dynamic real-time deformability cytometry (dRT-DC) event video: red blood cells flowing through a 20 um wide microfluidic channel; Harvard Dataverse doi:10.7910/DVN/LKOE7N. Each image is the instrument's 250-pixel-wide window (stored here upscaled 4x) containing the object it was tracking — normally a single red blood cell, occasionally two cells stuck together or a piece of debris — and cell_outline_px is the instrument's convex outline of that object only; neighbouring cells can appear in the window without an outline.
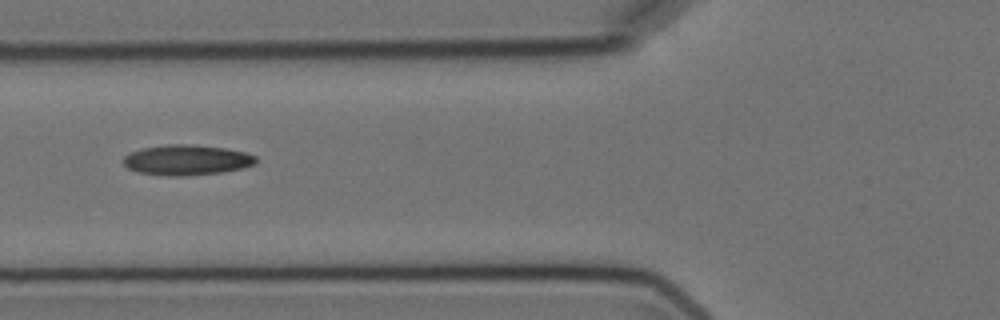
{"species": "Egyptian fruit bat (a non-hibernating species)", "species_latin": "Rousettus aegyptiacus", "temperature_condition": "cold", "stored_images_in_passage": 4, "camera_frame_rate_fps": 3000, "um_per_image_px": 0.085, "animal": {"sex": "female"}, "frame": {"image": 1, "passage_image": 2, "time_ms": 1.333, "image_size_px": [1000, 320], "cell_outline_px": [[256, 164], [244, 168], [220, 172], [184, 176], [168, 176], [136, 172], [128, 168], [124, 164], [124, 156], [128, 152], [144, 148], [168, 144], [188, 144], [224, 148], [244, 152], [256, 156]], "centroid_in_image_um": [15.86, 13.6], "position_along_channel_um": 109.9, "area_um2": 23.41}}
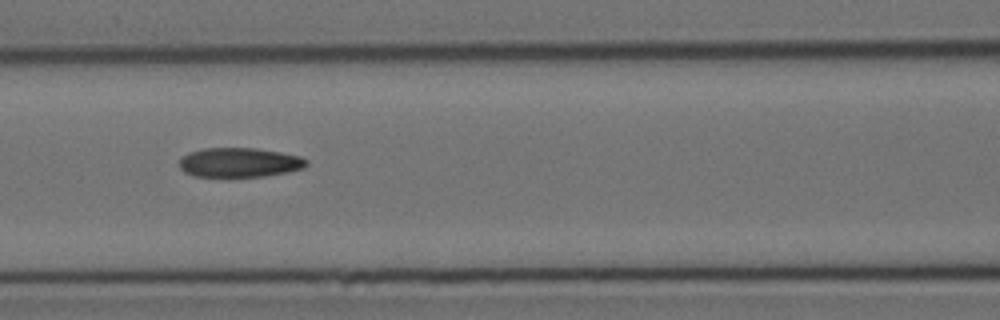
{"frame": {"image": 2, "passage_image": 3, "time_ms": 2.333, "image_size_px": [1000, 320], "cell_outline_px": [[308, 164], [304, 168], [288, 172], [264, 176], [196, 176], [184, 172], [180, 168], [180, 160], [188, 152], [204, 148], [256, 148], [280, 152], [300, 156], [308, 160]], "centroid_in_image_um": [20.38, 13.8], "position_along_channel_um": 146.2, "area_um2": 21.73}}
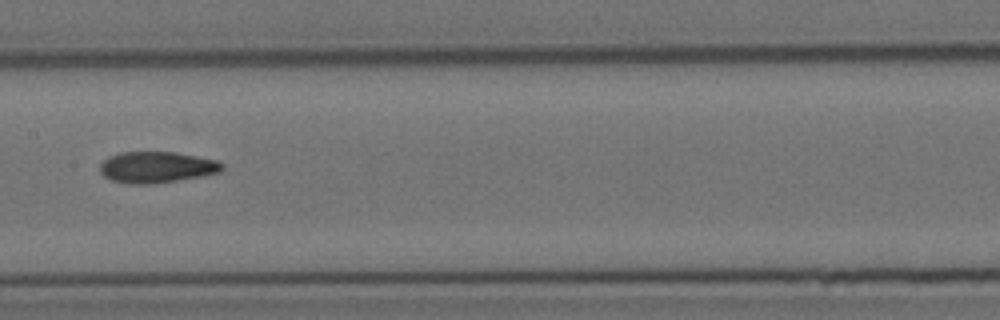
{"frame": {"image": 3, "passage_image": 4, "time_ms": 3.667, "image_size_px": [1000, 320], "cell_outline_px": [[224, 168], [220, 172], [200, 176], [152, 184], [128, 184], [112, 180], [104, 176], [100, 172], [100, 164], [108, 156], [120, 152], [176, 152], [216, 160], [224, 164]], "centroid_in_image_um": [13.3, 14.21], "position_along_channel_um": 194.1, "area_um2": 22.2}}